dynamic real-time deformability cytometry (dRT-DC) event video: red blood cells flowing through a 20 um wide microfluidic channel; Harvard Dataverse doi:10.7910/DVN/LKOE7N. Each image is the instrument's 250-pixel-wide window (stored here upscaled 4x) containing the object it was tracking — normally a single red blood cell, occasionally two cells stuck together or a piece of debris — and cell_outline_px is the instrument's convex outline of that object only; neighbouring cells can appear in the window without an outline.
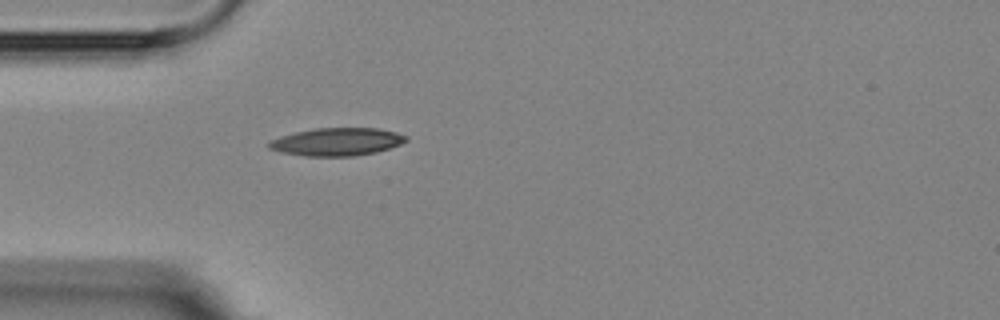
{"species": "Egyptian fruit bat (a non-hibernating species)", "species_latin": "Rousettus aegyptiacus", "temperature_condition": "room temperature", "stored_images_in_passage": 1, "camera_frame_rate_fps": 3000, "um_per_image_px": 0.085, "animal": {"sex": "female"}, "frame": {"image": 1, "passage_image": 1, "time_ms": 0.0, "image_size_px": [1000, 320], "cell_outline_px": [[408, 140], [400, 144], [376, 152], [352, 156], [304, 156], [280, 152], [268, 148], [268, 144], [272, 140], [280, 136], [296, 132], [316, 128], [380, 128], [396, 132], [408, 136]], "centroid_in_image_um": [28.65, 12.05], "position_along_channel_um": 56.4, "area_um2": 22.2}}